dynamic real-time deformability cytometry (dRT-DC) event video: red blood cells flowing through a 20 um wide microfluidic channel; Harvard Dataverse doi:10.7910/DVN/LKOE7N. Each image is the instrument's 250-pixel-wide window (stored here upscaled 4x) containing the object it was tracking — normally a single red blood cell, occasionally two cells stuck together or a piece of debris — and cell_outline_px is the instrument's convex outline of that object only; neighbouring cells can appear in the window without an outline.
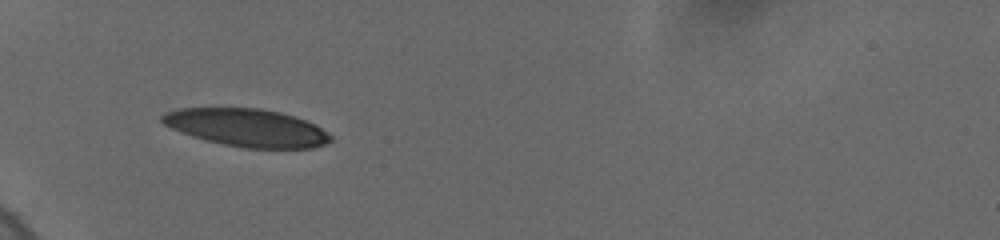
{"species": "human", "species_latin": "Homo sapiens", "temperature_condition": "cold", "stored_images_in_passage": 11, "camera_frame_rate_fps": 3000, "um_per_image_px": 0.085, "donor": {"sex": "female"}, "frame": {"image": 1, "passage_image": 1, "time_ms": 0.0, "image_size_px": [1000, 240], "cell_outline_px": [[332, 140], [328, 144], [312, 148], [244, 148], [224, 144], [192, 136], [180, 132], [164, 124], [160, 120], [160, 116], [164, 112], [180, 108], [260, 108], [280, 112], [296, 116], [316, 124], [332, 136]], "centroid_in_image_um": [21.01, 10.85], "position_along_channel_um": 64.0, "area_um2": 37.22}}
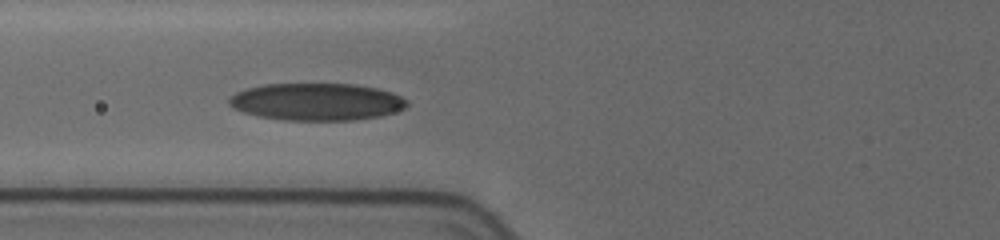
{"frame": {"image": 2, "passage_image": 10, "time_ms": 1.333, "image_size_px": [1000, 240], "cell_outline_px": [[408, 104], [404, 108], [380, 116], [352, 120], [284, 120], [260, 116], [244, 112], [232, 108], [228, 104], [228, 100], [236, 92], [248, 88], [264, 84], [352, 84], [376, 88], [392, 92], [408, 100]], "centroid_in_image_um": [26.9, 8.65], "position_along_channel_um": 98.9, "area_um2": 38.44}}